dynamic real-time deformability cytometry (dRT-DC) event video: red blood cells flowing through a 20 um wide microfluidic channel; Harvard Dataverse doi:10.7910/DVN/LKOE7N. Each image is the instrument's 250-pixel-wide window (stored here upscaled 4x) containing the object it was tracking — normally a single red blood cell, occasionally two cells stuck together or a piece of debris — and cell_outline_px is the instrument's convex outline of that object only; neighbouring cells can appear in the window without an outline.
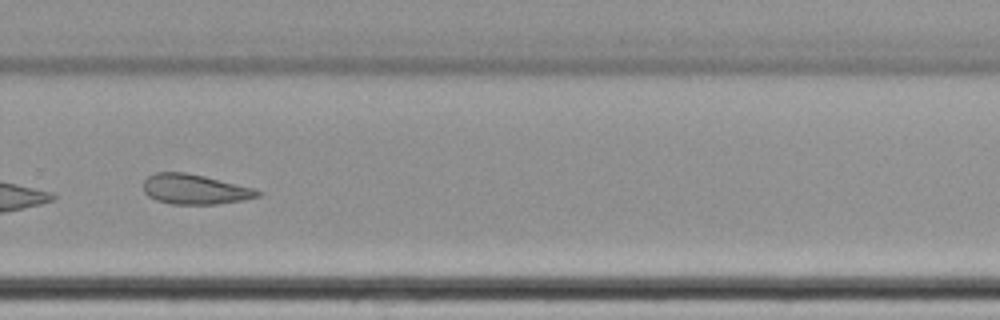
{"species": "common noctule bat (a hibernating species)", "species_latin": "Nyctalus noctula", "temperature_condition": "cold", "stored_images_in_passage": 16, "camera_frame_rate_fps": 3000, "um_per_image_px": 0.085, "animal": {"sex": "female", "body_mass_g": 22.7, "forearm_length_mm": 54.2}, "frame": {"image": 1, "passage_image": 12, "time_ms": 14.333, "image_size_px": [1000, 320], "cell_outline_px": [[260, 196], [240, 200], [216, 204], [172, 204], [156, 200], [148, 196], [144, 192], [144, 180], [148, 176], [156, 172], [184, 172], [204, 176], [252, 188], [260, 192]], "centroid_in_image_um": [16.5, 16.08], "position_along_channel_um": 313.3, "area_um2": 19.65}}